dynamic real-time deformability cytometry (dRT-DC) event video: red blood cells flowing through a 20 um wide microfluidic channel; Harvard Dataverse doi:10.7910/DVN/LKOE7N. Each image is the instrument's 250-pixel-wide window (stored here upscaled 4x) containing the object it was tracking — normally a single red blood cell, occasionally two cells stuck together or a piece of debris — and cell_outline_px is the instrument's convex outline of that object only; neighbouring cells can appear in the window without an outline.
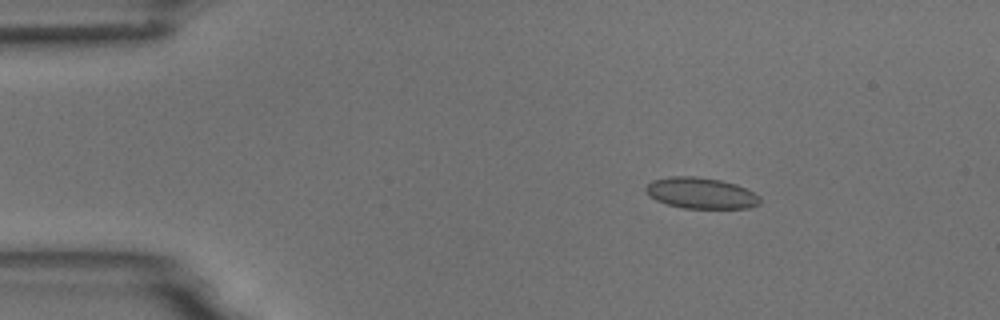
{"species": "common noctule bat (a hibernating species)", "species_latin": "Nyctalus noctula", "temperature_condition": "room temperature", "stored_images_in_passage": 4, "segment_of_instrument_passage": [1, 2], "camera_frame_rate_fps": 3000, "um_per_image_px": 0.085, "animal": {"sex": "male", "body_mass_g": 18.8}, "frame": {"image": 1, "passage_image": 1, "time_ms": 0.0, "image_size_px": [1000, 320], "cell_outline_px": [[760, 204], [748, 208], [684, 208], [668, 204], [656, 200], [648, 196], [644, 192], [644, 188], [652, 180], [668, 176], [696, 176], [720, 180], [736, 184], [760, 196]], "centroid_in_image_um": [59.54, 16.41], "position_along_channel_um": 25.5, "area_um2": 20.75}}